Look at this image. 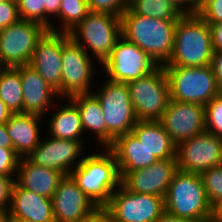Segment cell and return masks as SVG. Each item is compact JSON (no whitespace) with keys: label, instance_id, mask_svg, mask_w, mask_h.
<instances>
[{"label":"cell","instance_id":"obj_1","mask_svg":"<svg viewBox=\"0 0 222 222\" xmlns=\"http://www.w3.org/2000/svg\"><path fill=\"white\" fill-rule=\"evenodd\" d=\"M122 36L137 44L159 66L171 58L178 20H161L133 13L129 8L120 16Z\"/></svg>","mask_w":222,"mask_h":222},{"label":"cell","instance_id":"obj_2","mask_svg":"<svg viewBox=\"0 0 222 222\" xmlns=\"http://www.w3.org/2000/svg\"><path fill=\"white\" fill-rule=\"evenodd\" d=\"M213 53L210 25L198 14H184L176 23L172 55L164 66L211 65Z\"/></svg>","mask_w":222,"mask_h":222},{"label":"cell","instance_id":"obj_3","mask_svg":"<svg viewBox=\"0 0 222 222\" xmlns=\"http://www.w3.org/2000/svg\"><path fill=\"white\" fill-rule=\"evenodd\" d=\"M104 151L83 157L69 174L97 208H104L121 184L114 153L109 148Z\"/></svg>","mask_w":222,"mask_h":222},{"label":"cell","instance_id":"obj_4","mask_svg":"<svg viewBox=\"0 0 222 222\" xmlns=\"http://www.w3.org/2000/svg\"><path fill=\"white\" fill-rule=\"evenodd\" d=\"M165 211L195 222H211L213 206L200 174L178 170L164 198Z\"/></svg>","mask_w":222,"mask_h":222},{"label":"cell","instance_id":"obj_5","mask_svg":"<svg viewBox=\"0 0 222 222\" xmlns=\"http://www.w3.org/2000/svg\"><path fill=\"white\" fill-rule=\"evenodd\" d=\"M163 67L169 83L171 100L205 106L222 91L211 65Z\"/></svg>","mask_w":222,"mask_h":222},{"label":"cell","instance_id":"obj_6","mask_svg":"<svg viewBox=\"0 0 222 222\" xmlns=\"http://www.w3.org/2000/svg\"><path fill=\"white\" fill-rule=\"evenodd\" d=\"M104 83L98 91L91 93L102 108L106 122V148H109L119 136L131 132L138 120L127 84L108 79Z\"/></svg>","mask_w":222,"mask_h":222},{"label":"cell","instance_id":"obj_7","mask_svg":"<svg viewBox=\"0 0 222 222\" xmlns=\"http://www.w3.org/2000/svg\"><path fill=\"white\" fill-rule=\"evenodd\" d=\"M69 36L87 53L88 49L92 51L102 65L122 36L121 18L108 13L89 12Z\"/></svg>","mask_w":222,"mask_h":222},{"label":"cell","instance_id":"obj_8","mask_svg":"<svg viewBox=\"0 0 222 222\" xmlns=\"http://www.w3.org/2000/svg\"><path fill=\"white\" fill-rule=\"evenodd\" d=\"M138 121L160 120L170 101L169 83L163 66L127 83Z\"/></svg>","mask_w":222,"mask_h":222},{"label":"cell","instance_id":"obj_9","mask_svg":"<svg viewBox=\"0 0 222 222\" xmlns=\"http://www.w3.org/2000/svg\"><path fill=\"white\" fill-rule=\"evenodd\" d=\"M102 67L108 80L127 84L152 73L159 65L137 44L121 36Z\"/></svg>","mask_w":222,"mask_h":222},{"label":"cell","instance_id":"obj_10","mask_svg":"<svg viewBox=\"0 0 222 222\" xmlns=\"http://www.w3.org/2000/svg\"><path fill=\"white\" fill-rule=\"evenodd\" d=\"M46 31L39 23L22 19L0 30V67L29 65L36 43Z\"/></svg>","mask_w":222,"mask_h":222},{"label":"cell","instance_id":"obj_11","mask_svg":"<svg viewBox=\"0 0 222 222\" xmlns=\"http://www.w3.org/2000/svg\"><path fill=\"white\" fill-rule=\"evenodd\" d=\"M104 208L115 222H155L165 203L164 197L131 192L120 184Z\"/></svg>","mask_w":222,"mask_h":222},{"label":"cell","instance_id":"obj_12","mask_svg":"<svg viewBox=\"0 0 222 222\" xmlns=\"http://www.w3.org/2000/svg\"><path fill=\"white\" fill-rule=\"evenodd\" d=\"M88 54L70 36L62 42V84L57 92L60 98H70L93 91L90 88L95 67L92 64V56Z\"/></svg>","mask_w":222,"mask_h":222},{"label":"cell","instance_id":"obj_13","mask_svg":"<svg viewBox=\"0 0 222 222\" xmlns=\"http://www.w3.org/2000/svg\"><path fill=\"white\" fill-rule=\"evenodd\" d=\"M178 169L202 174L222 164V138L207 131L195 135L176 146Z\"/></svg>","mask_w":222,"mask_h":222},{"label":"cell","instance_id":"obj_14","mask_svg":"<svg viewBox=\"0 0 222 222\" xmlns=\"http://www.w3.org/2000/svg\"><path fill=\"white\" fill-rule=\"evenodd\" d=\"M159 121L177 146L206 131L205 106L170 99Z\"/></svg>","mask_w":222,"mask_h":222},{"label":"cell","instance_id":"obj_15","mask_svg":"<svg viewBox=\"0 0 222 222\" xmlns=\"http://www.w3.org/2000/svg\"><path fill=\"white\" fill-rule=\"evenodd\" d=\"M83 148L82 141L55 139L49 136L47 140H41L27 158L33 164L62 172L68 176L83 160L81 158L77 163L75 162L82 154Z\"/></svg>","mask_w":222,"mask_h":222},{"label":"cell","instance_id":"obj_16","mask_svg":"<svg viewBox=\"0 0 222 222\" xmlns=\"http://www.w3.org/2000/svg\"><path fill=\"white\" fill-rule=\"evenodd\" d=\"M178 170L176 159L157 160L146 168L128 172L121 179V184L131 192L165 198L169 185Z\"/></svg>","mask_w":222,"mask_h":222},{"label":"cell","instance_id":"obj_17","mask_svg":"<svg viewBox=\"0 0 222 222\" xmlns=\"http://www.w3.org/2000/svg\"><path fill=\"white\" fill-rule=\"evenodd\" d=\"M69 34L47 30L37 41L29 65L57 92L62 84V42Z\"/></svg>","mask_w":222,"mask_h":222},{"label":"cell","instance_id":"obj_18","mask_svg":"<svg viewBox=\"0 0 222 222\" xmlns=\"http://www.w3.org/2000/svg\"><path fill=\"white\" fill-rule=\"evenodd\" d=\"M55 222H81L97 207L68 175L51 198Z\"/></svg>","mask_w":222,"mask_h":222},{"label":"cell","instance_id":"obj_19","mask_svg":"<svg viewBox=\"0 0 222 222\" xmlns=\"http://www.w3.org/2000/svg\"><path fill=\"white\" fill-rule=\"evenodd\" d=\"M19 68L22 94L23 113L43 116L52 106L53 99L58 93L30 66H17ZM53 98V99H52Z\"/></svg>","mask_w":222,"mask_h":222},{"label":"cell","instance_id":"obj_20","mask_svg":"<svg viewBox=\"0 0 222 222\" xmlns=\"http://www.w3.org/2000/svg\"><path fill=\"white\" fill-rule=\"evenodd\" d=\"M64 177L62 172L33 164L26 157L19 160L15 182L25 190L51 199Z\"/></svg>","mask_w":222,"mask_h":222},{"label":"cell","instance_id":"obj_21","mask_svg":"<svg viewBox=\"0 0 222 222\" xmlns=\"http://www.w3.org/2000/svg\"><path fill=\"white\" fill-rule=\"evenodd\" d=\"M9 217L34 222H55L52 201L32 191L21 188L16 182L12 189Z\"/></svg>","mask_w":222,"mask_h":222},{"label":"cell","instance_id":"obj_22","mask_svg":"<svg viewBox=\"0 0 222 222\" xmlns=\"http://www.w3.org/2000/svg\"><path fill=\"white\" fill-rule=\"evenodd\" d=\"M109 149L116 157L121 179L128 172L146 168L158 160L132 132L119 136Z\"/></svg>","mask_w":222,"mask_h":222},{"label":"cell","instance_id":"obj_23","mask_svg":"<svg viewBox=\"0 0 222 222\" xmlns=\"http://www.w3.org/2000/svg\"><path fill=\"white\" fill-rule=\"evenodd\" d=\"M41 115L29 113L13 114L6 123L13 149L20 158H26L40 143L39 125Z\"/></svg>","mask_w":222,"mask_h":222},{"label":"cell","instance_id":"obj_24","mask_svg":"<svg viewBox=\"0 0 222 222\" xmlns=\"http://www.w3.org/2000/svg\"><path fill=\"white\" fill-rule=\"evenodd\" d=\"M131 132L158 160L176 159V145L159 120L137 121Z\"/></svg>","mask_w":222,"mask_h":222},{"label":"cell","instance_id":"obj_25","mask_svg":"<svg viewBox=\"0 0 222 222\" xmlns=\"http://www.w3.org/2000/svg\"><path fill=\"white\" fill-rule=\"evenodd\" d=\"M77 105L84 131L94 133L106 148V122L98 99L92 94H77L70 97Z\"/></svg>","mask_w":222,"mask_h":222},{"label":"cell","instance_id":"obj_26","mask_svg":"<svg viewBox=\"0 0 222 222\" xmlns=\"http://www.w3.org/2000/svg\"><path fill=\"white\" fill-rule=\"evenodd\" d=\"M68 105L58 109L49 122V136L55 139H70L83 141L80 137L84 133L77 105L68 98Z\"/></svg>","mask_w":222,"mask_h":222},{"label":"cell","instance_id":"obj_27","mask_svg":"<svg viewBox=\"0 0 222 222\" xmlns=\"http://www.w3.org/2000/svg\"><path fill=\"white\" fill-rule=\"evenodd\" d=\"M0 99L13 113H23V94L18 67H0Z\"/></svg>","mask_w":222,"mask_h":222},{"label":"cell","instance_id":"obj_28","mask_svg":"<svg viewBox=\"0 0 222 222\" xmlns=\"http://www.w3.org/2000/svg\"><path fill=\"white\" fill-rule=\"evenodd\" d=\"M128 8L138 15L161 20H179L184 15L169 0H129Z\"/></svg>","mask_w":222,"mask_h":222},{"label":"cell","instance_id":"obj_29","mask_svg":"<svg viewBox=\"0 0 222 222\" xmlns=\"http://www.w3.org/2000/svg\"><path fill=\"white\" fill-rule=\"evenodd\" d=\"M89 12L87 0H62L57 15L61 26L55 32L69 34Z\"/></svg>","mask_w":222,"mask_h":222},{"label":"cell","instance_id":"obj_30","mask_svg":"<svg viewBox=\"0 0 222 222\" xmlns=\"http://www.w3.org/2000/svg\"><path fill=\"white\" fill-rule=\"evenodd\" d=\"M206 131L222 138V91L205 105Z\"/></svg>","mask_w":222,"mask_h":222},{"label":"cell","instance_id":"obj_31","mask_svg":"<svg viewBox=\"0 0 222 222\" xmlns=\"http://www.w3.org/2000/svg\"><path fill=\"white\" fill-rule=\"evenodd\" d=\"M209 202L213 206L222 199V164L201 174Z\"/></svg>","mask_w":222,"mask_h":222},{"label":"cell","instance_id":"obj_32","mask_svg":"<svg viewBox=\"0 0 222 222\" xmlns=\"http://www.w3.org/2000/svg\"><path fill=\"white\" fill-rule=\"evenodd\" d=\"M19 18L39 23L45 28L43 0H17Z\"/></svg>","mask_w":222,"mask_h":222},{"label":"cell","instance_id":"obj_33","mask_svg":"<svg viewBox=\"0 0 222 222\" xmlns=\"http://www.w3.org/2000/svg\"><path fill=\"white\" fill-rule=\"evenodd\" d=\"M90 12L121 16L129 7V0H87Z\"/></svg>","mask_w":222,"mask_h":222},{"label":"cell","instance_id":"obj_34","mask_svg":"<svg viewBox=\"0 0 222 222\" xmlns=\"http://www.w3.org/2000/svg\"><path fill=\"white\" fill-rule=\"evenodd\" d=\"M198 15L208 24L222 22V0H203Z\"/></svg>","mask_w":222,"mask_h":222},{"label":"cell","instance_id":"obj_35","mask_svg":"<svg viewBox=\"0 0 222 222\" xmlns=\"http://www.w3.org/2000/svg\"><path fill=\"white\" fill-rule=\"evenodd\" d=\"M19 160L14 149L0 147V174L16 177Z\"/></svg>","mask_w":222,"mask_h":222},{"label":"cell","instance_id":"obj_36","mask_svg":"<svg viewBox=\"0 0 222 222\" xmlns=\"http://www.w3.org/2000/svg\"><path fill=\"white\" fill-rule=\"evenodd\" d=\"M19 19L17 1L3 0L0 4V30L16 23Z\"/></svg>","mask_w":222,"mask_h":222},{"label":"cell","instance_id":"obj_37","mask_svg":"<svg viewBox=\"0 0 222 222\" xmlns=\"http://www.w3.org/2000/svg\"><path fill=\"white\" fill-rule=\"evenodd\" d=\"M14 184L15 179L13 176L0 174V213H8L9 211Z\"/></svg>","mask_w":222,"mask_h":222},{"label":"cell","instance_id":"obj_38","mask_svg":"<svg viewBox=\"0 0 222 222\" xmlns=\"http://www.w3.org/2000/svg\"><path fill=\"white\" fill-rule=\"evenodd\" d=\"M61 1L62 0H43V6L45 7V28L49 31L55 32L56 27L51 23V18L58 15Z\"/></svg>","mask_w":222,"mask_h":222},{"label":"cell","instance_id":"obj_39","mask_svg":"<svg viewBox=\"0 0 222 222\" xmlns=\"http://www.w3.org/2000/svg\"><path fill=\"white\" fill-rule=\"evenodd\" d=\"M178 7L184 14H198L203 0H169Z\"/></svg>","mask_w":222,"mask_h":222},{"label":"cell","instance_id":"obj_40","mask_svg":"<svg viewBox=\"0 0 222 222\" xmlns=\"http://www.w3.org/2000/svg\"><path fill=\"white\" fill-rule=\"evenodd\" d=\"M81 222H115L105 208H96Z\"/></svg>","mask_w":222,"mask_h":222},{"label":"cell","instance_id":"obj_41","mask_svg":"<svg viewBox=\"0 0 222 222\" xmlns=\"http://www.w3.org/2000/svg\"><path fill=\"white\" fill-rule=\"evenodd\" d=\"M211 66L213 68L217 84L222 90V51H214Z\"/></svg>","mask_w":222,"mask_h":222},{"label":"cell","instance_id":"obj_42","mask_svg":"<svg viewBox=\"0 0 222 222\" xmlns=\"http://www.w3.org/2000/svg\"><path fill=\"white\" fill-rule=\"evenodd\" d=\"M209 25L212 33L213 49L214 51H222V22Z\"/></svg>","mask_w":222,"mask_h":222},{"label":"cell","instance_id":"obj_43","mask_svg":"<svg viewBox=\"0 0 222 222\" xmlns=\"http://www.w3.org/2000/svg\"><path fill=\"white\" fill-rule=\"evenodd\" d=\"M0 147L13 149L11 139L6 129V124H0Z\"/></svg>","mask_w":222,"mask_h":222},{"label":"cell","instance_id":"obj_44","mask_svg":"<svg viewBox=\"0 0 222 222\" xmlns=\"http://www.w3.org/2000/svg\"><path fill=\"white\" fill-rule=\"evenodd\" d=\"M155 222H195V221L186 218H180L168 213L167 211H164L162 215Z\"/></svg>","mask_w":222,"mask_h":222},{"label":"cell","instance_id":"obj_45","mask_svg":"<svg viewBox=\"0 0 222 222\" xmlns=\"http://www.w3.org/2000/svg\"><path fill=\"white\" fill-rule=\"evenodd\" d=\"M13 113L6 104L0 99V124H6Z\"/></svg>","mask_w":222,"mask_h":222},{"label":"cell","instance_id":"obj_46","mask_svg":"<svg viewBox=\"0 0 222 222\" xmlns=\"http://www.w3.org/2000/svg\"><path fill=\"white\" fill-rule=\"evenodd\" d=\"M211 222H222V199L213 205Z\"/></svg>","mask_w":222,"mask_h":222},{"label":"cell","instance_id":"obj_47","mask_svg":"<svg viewBox=\"0 0 222 222\" xmlns=\"http://www.w3.org/2000/svg\"><path fill=\"white\" fill-rule=\"evenodd\" d=\"M10 222H34L22 218H17V217H9Z\"/></svg>","mask_w":222,"mask_h":222},{"label":"cell","instance_id":"obj_48","mask_svg":"<svg viewBox=\"0 0 222 222\" xmlns=\"http://www.w3.org/2000/svg\"><path fill=\"white\" fill-rule=\"evenodd\" d=\"M0 222H10L8 213H0Z\"/></svg>","mask_w":222,"mask_h":222}]
</instances>
